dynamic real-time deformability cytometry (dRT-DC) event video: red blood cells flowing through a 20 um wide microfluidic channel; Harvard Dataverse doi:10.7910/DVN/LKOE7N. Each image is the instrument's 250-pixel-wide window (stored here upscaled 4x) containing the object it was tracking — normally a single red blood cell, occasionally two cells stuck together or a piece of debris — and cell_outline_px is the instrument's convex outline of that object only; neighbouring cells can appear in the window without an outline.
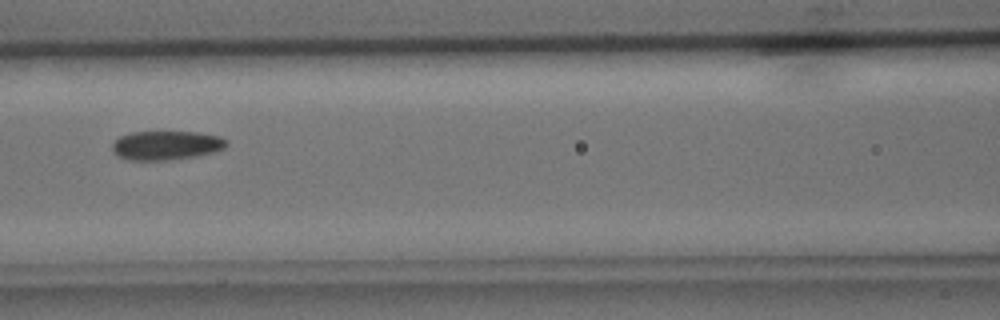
{"species": "common noctule bat (a hibernating species)", "species_latin": "Nyctalus noctula", "temperature_condition": "cold", "stored_images_in_passage": 7, "camera_frame_rate_fps": 3000, "um_per_image_px": 0.085, "animal": {"sex": "male", "body_mass_g": 15.6}, "frame": {"image": 1, "passage_image": 6, "time_ms": 5.667, "image_size_px": [1000, 320], "cell_outline_px": [[228, 144], [224, 148], [212, 152], [196, 156], [168, 160], [128, 160], [116, 156], [112, 152], [112, 144], [120, 136], [132, 132], [200, 132], [220, 136], [228, 140]], "centroid_in_image_um": [14.12, 12.35], "position_along_channel_um": 152.5, "area_um2": 19.48}}
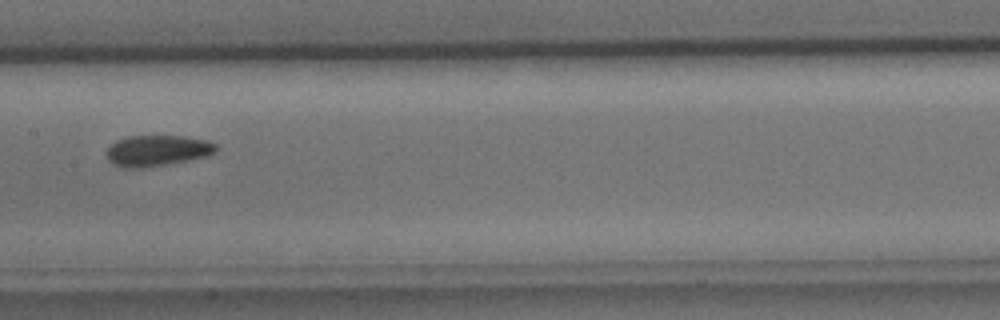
{"frame": {"image": 2, "passage_image": 7, "time_ms": 6.667, "image_size_px": [1000, 320], "cell_outline_px": [[220, 148], [216, 152], [208, 156], [188, 160], [140, 168], [124, 168], [112, 164], [108, 160], [104, 152], [116, 140], [128, 136], [184, 136], [208, 140], [216, 144]], "centroid_in_image_um": [13.37, 12.8], "position_along_channel_um": 194.0, "area_um2": 19.94}}